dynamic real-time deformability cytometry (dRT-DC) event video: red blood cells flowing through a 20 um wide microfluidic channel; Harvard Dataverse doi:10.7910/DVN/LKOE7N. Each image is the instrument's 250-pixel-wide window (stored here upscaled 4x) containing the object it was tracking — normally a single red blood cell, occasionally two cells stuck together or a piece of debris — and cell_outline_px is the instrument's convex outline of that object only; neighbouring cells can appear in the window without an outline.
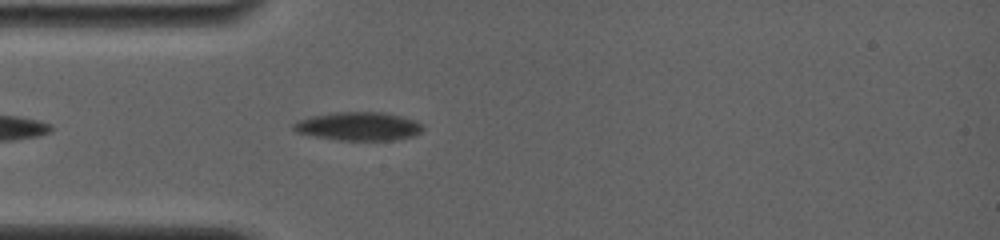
{"species": "common noctule bat (a hibernating species)", "species_latin": "Nyctalus noctula", "temperature_condition": "room temperature", "stored_images_in_passage": 2, "camera_frame_rate_fps": 4000, "um_per_image_px": 0.085, "animal": {"sex": "female", "body_mass_g": 19.0, "forearm_length_mm": 56.7}, "frame": {"image": 1, "passage_image": 2, "time_ms": 0.75, "image_size_px": [1000, 240], "cell_outline_px": [[424, 128], [420, 132], [412, 136], [392, 140], [336, 140], [296, 132], [292, 128], [292, 124], [296, 120], [312, 116], [332, 112], [384, 112], [416, 120], [424, 124]], "centroid_in_image_um": [30.47, 10.72], "position_along_channel_um": 54.5, "area_um2": 21.56}}